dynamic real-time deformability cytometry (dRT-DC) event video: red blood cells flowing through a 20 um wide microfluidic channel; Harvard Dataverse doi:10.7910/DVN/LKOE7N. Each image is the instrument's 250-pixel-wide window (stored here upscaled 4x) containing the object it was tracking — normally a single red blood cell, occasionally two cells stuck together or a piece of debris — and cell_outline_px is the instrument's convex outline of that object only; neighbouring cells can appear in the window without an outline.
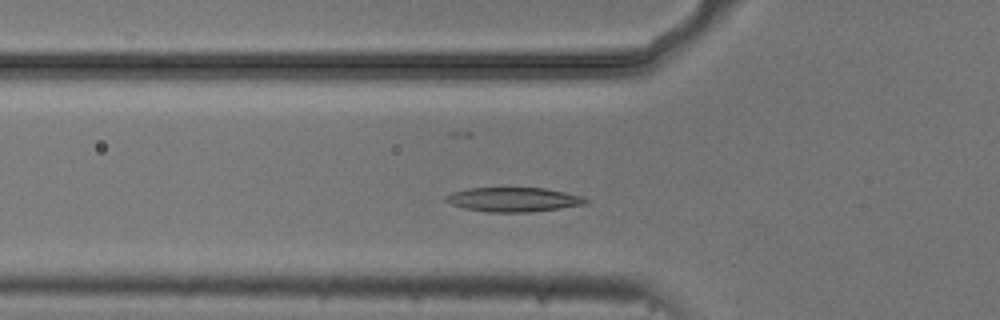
{"species": "common noctule bat (a hibernating species)", "species_latin": "Nyctalus noctula", "temperature_condition": "cold", "stored_images_in_passage": 48, "camera_frame_rate_fps": 3000, "um_per_image_px": 0.085, "animal": {"sex": "male", "body_mass_g": 20.5, "forearm_length_mm": 52.5}, "frame": {"image": 1, "passage_image": 12, "time_ms": 3.667, "image_size_px": [1000, 320], "cell_outline_px": [[592, 200], [584, 204], [560, 208], [528, 212], [488, 212], [464, 208], [452, 204], [444, 200], [444, 196], [452, 192], [468, 188], [544, 188], [564, 192], [580, 196]], "centroid_in_image_um": [43.62, 16.96], "position_along_channel_um": 82.2, "area_um2": 19.71}}
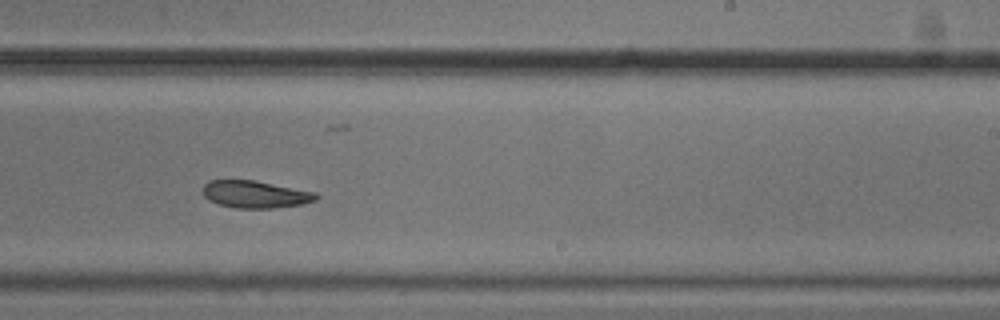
{"frame": {"image": 2, "passage_image": 27, "time_ms": 8.667, "image_size_px": [1000, 320], "cell_outline_px": [[320, 196], [316, 200], [300, 204], [272, 208], [236, 208], [220, 204], [208, 200], [204, 196], [204, 184], [208, 180], [252, 180], [316, 192]], "centroid_in_image_um": [21.7, 16.51], "position_along_channel_um": 267.3, "area_um2": 17.8}}
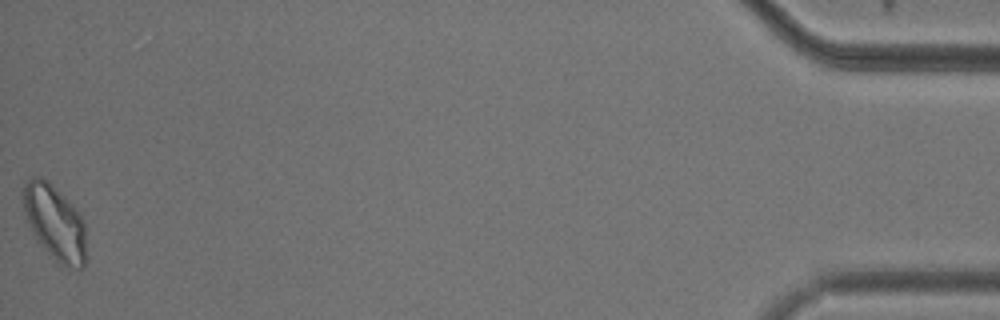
{"frame": {"image": 3, "passage_image": 48, "time_ms": 15.667, "image_size_px": [1000, 320], "cell_outline_px": [[88, 260], [80, 268], [76, 268], [60, 264], [56, 260], [32, 232], [24, 208], [20, 192], [24, 184], [32, 176], [40, 176], [48, 180], [80, 212], [84, 224]], "centroid_in_image_um": [4.68, 18.87], "position_along_channel_um": 430.5, "area_um2": 27.57}, "authors_computed_cell_mechanics": {"area_um2": 19.9121, "velocity_mm_per_s": 3.6969, "shape_relaxation_time_tau1_ms": null, "shape_relaxation_time_tau2_ms": 7.6632, "deformation_change_tau1": null, "deformation_change_tau2": 0.1294}}